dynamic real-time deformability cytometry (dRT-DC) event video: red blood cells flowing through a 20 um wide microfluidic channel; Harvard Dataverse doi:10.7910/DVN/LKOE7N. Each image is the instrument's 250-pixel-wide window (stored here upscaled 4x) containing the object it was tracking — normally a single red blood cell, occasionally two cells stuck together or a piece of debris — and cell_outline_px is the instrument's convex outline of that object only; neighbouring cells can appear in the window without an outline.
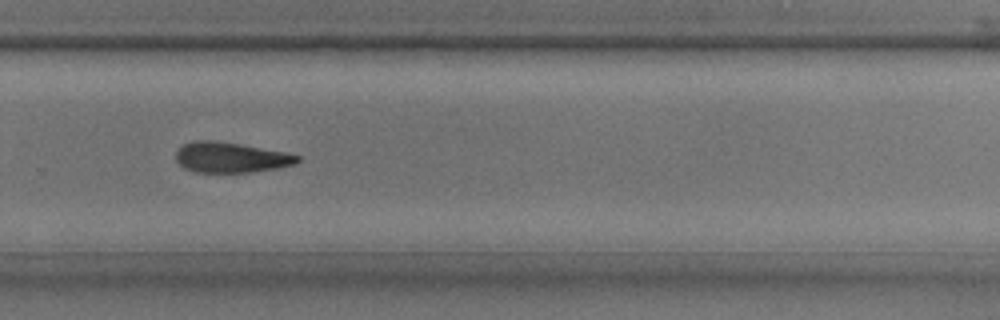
{"species": "common noctule bat (a hibernating species)", "species_latin": "Nyctalus noctula", "temperature_condition": "room temperature", "stored_images_in_passage": 31, "camera_frame_rate_fps": 3000, "um_per_image_px": 0.085, "animal": {"sex": "male", "body_mass_g": 17.9, "forearm_length_mm": 54.2}, "frame": {"image": 1, "passage_image": 22, "time_ms": 7.0, "image_size_px": [1000, 320], "cell_outline_px": [[300, 160], [296, 164], [276, 168], [248, 172], [196, 172], [184, 168], [176, 160], [176, 152], [184, 144], [192, 140], [212, 140], [240, 144], [288, 152], [300, 156]], "centroid_in_image_um": [19.63, 13.37], "position_along_channel_um": 310.2, "area_um2": 21.5}}
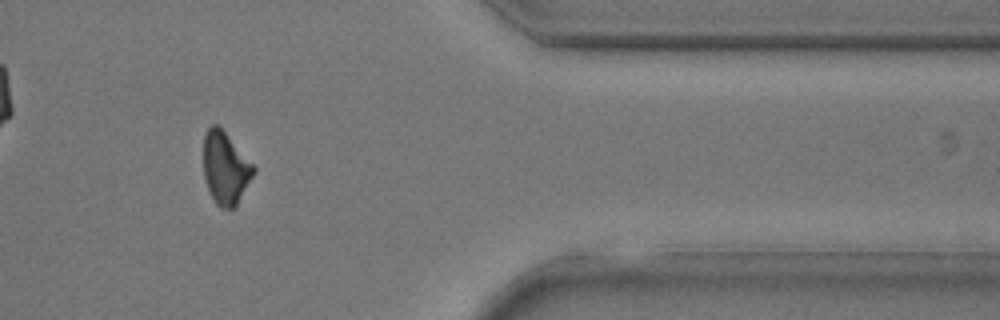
{"frame": {"image": 2, "passage_image": 27, "time_ms": 8.667, "image_size_px": [1000, 320], "cell_outline_px": [[256, 172], [236, 208], [220, 208], [216, 204], [208, 188], [204, 176], [204, 132], [212, 124], [216, 124], [224, 132], [256, 168]], "centroid_in_image_um": [19.17, 14.33], "position_along_channel_um": 392.2, "area_um2": 20.98}}